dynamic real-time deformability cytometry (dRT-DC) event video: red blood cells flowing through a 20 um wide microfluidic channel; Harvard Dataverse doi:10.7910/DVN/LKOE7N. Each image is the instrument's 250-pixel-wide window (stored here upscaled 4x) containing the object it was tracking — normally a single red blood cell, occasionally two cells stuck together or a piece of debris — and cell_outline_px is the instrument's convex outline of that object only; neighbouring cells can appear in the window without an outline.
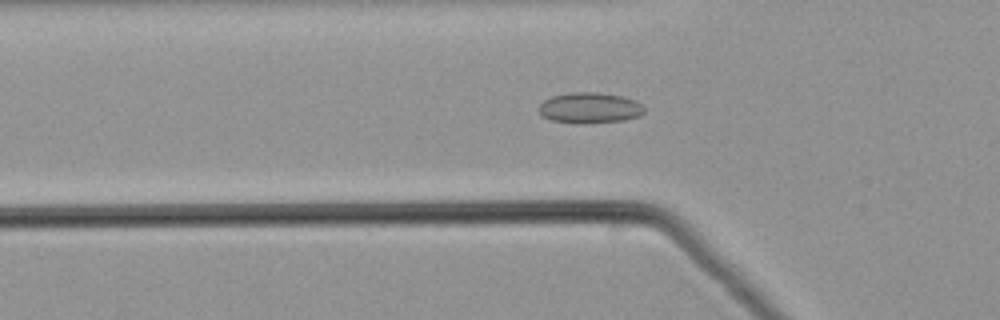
{"species": "common noctule bat (a hibernating species)", "species_latin": "Nyctalus noctula", "temperature_condition": "warm", "stored_images_in_passage": 39, "camera_frame_rate_fps": 3000, "um_per_image_px": 0.085, "animal": {"sex": "male", "body_mass_g": 21.5, "forearm_length_mm": 52.0}, "frame": {"image": 1, "passage_image": 5, "time_ms": 1.333, "image_size_px": [1000, 320], "cell_outline_px": [[644, 112], [640, 116], [624, 120], [584, 124], [552, 120], [544, 116], [540, 112], [540, 104], [544, 100], [552, 96], [572, 92], [592, 92], [620, 96], [632, 100], [640, 104], [644, 108]], "centroid_in_image_um": [50.13, 9.18], "position_along_channel_um": 75.7, "area_um2": 18.55}}
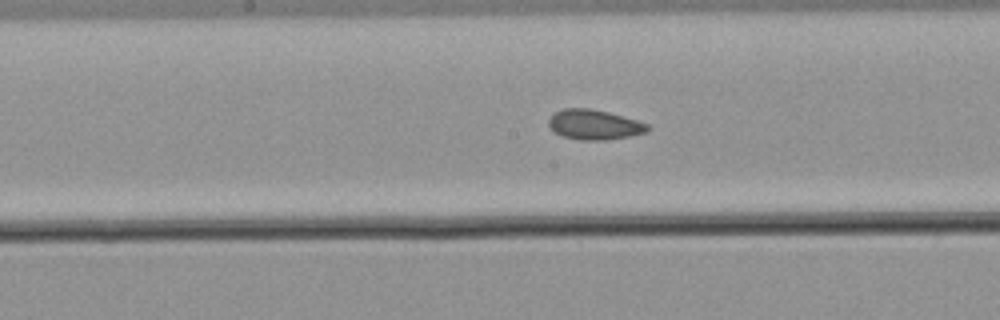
{"frame": {"image": 2, "passage_image": 14, "time_ms": 4.333, "image_size_px": [1000, 320], "cell_outline_px": [[652, 128], [648, 132], [608, 140], [580, 140], [560, 136], [552, 132], [548, 124], [548, 120], [556, 112], [564, 108], [592, 108], [608, 112], [636, 120], [648, 124]], "centroid_in_image_um": [50.5, 10.6], "position_along_channel_um": 197.7, "area_um2": 17.46}}
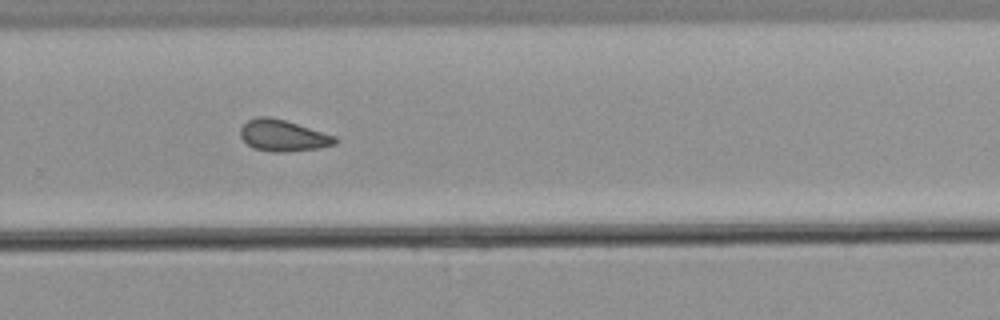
{"frame": {"image": 3, "passage_image": 22, "time_ms": 7.0, "image_size_px": [1000, 320], "cell_outline_px": [[340, 140], [336, 144], [320, 148], [288, 152], [272, 152], [256, 148], [248, 144], [240, 136], [240, 128], [248, 120], [260, 116], [268, 116], [284, 120], [336, 136]], "centroid_in_image_um": [24.09, 11.53], "position_along_channel_um": 305.7, "area_um2": 17.28}}